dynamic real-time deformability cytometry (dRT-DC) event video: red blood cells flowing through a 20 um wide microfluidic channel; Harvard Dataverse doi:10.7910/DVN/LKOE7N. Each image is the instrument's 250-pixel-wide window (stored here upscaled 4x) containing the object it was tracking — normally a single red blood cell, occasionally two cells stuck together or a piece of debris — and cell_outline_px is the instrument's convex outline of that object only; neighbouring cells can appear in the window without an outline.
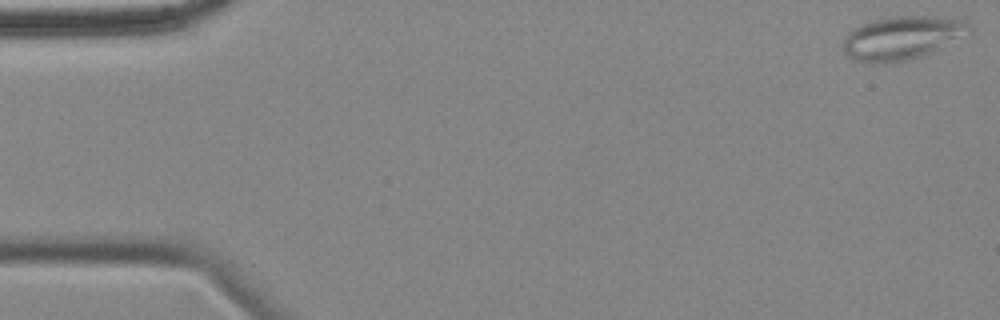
{"species": "common noctule bat (a hibernating species)", "species_latin": "Nyctalus noctula", "temperature_condition": "cold", "stored_images_in_passage": 57, "camera_frame_rate_fps": 3000, "um_per_image_px": 0.085, "animal": {"sex": "female", "body_mass_g": 18.4}, "frame": {"image": 1, "passage_image": 1, "time_ms": 0.0, "image_size_px": [1000, 320], "cell_outline_px": [[972, 36], [932, 52], [908, 60], [856, 60], [848, 56], [844, 52], [844, 36], [852, 28], [860, 24], [872, 20], [892, 16], [932, 16], [960, 20], [968, 24], [972, 28]], "centroid_in_image_um": [76.78, 3.17], "position_along_channel_um": 8.2, "area_um2": 31.73}}
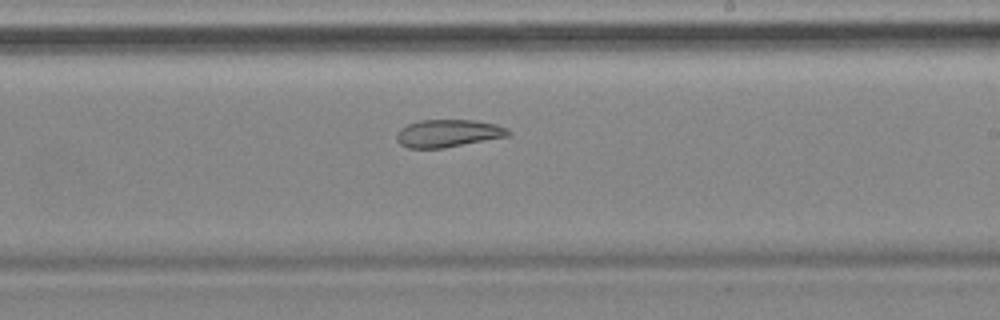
{"frame": {"image": 2, "passage_image": 33, "time_ms": 10.667, "image_size_px": [1000, 320], "cell_outline_px": [[512, 136], [444, 148], [408, 148], [400, 144], [396, 140], [396, 132], [400, 128], [408, 124], [420, 120], [472, 120], [496, 124], [508, 128], [512, 132]], "centroid_in_image_um": [38.12, 11.34], "position_along_channel_um": 250.9, "area_um2": 18.26}}
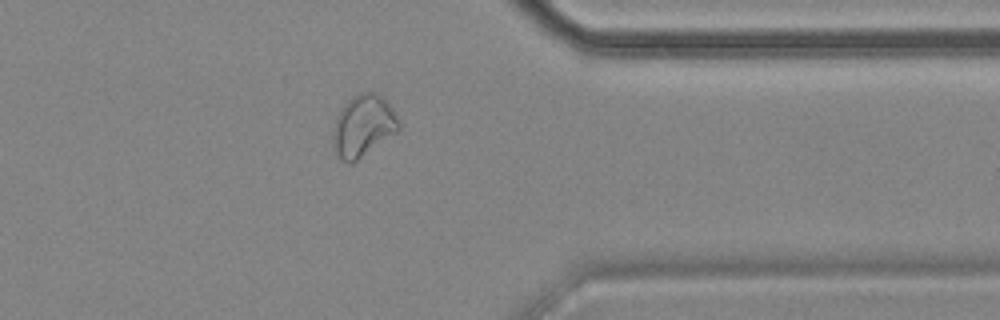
{"frame": {"image": 3, "passage_image": 45, "time_ms": 14.667, "image_size_px": [1000, 320], "cell_outline_px": [[400, 132], [352, 164], [348, 164], [340, 160], [332, 148], [332, 132], [336, 116], [344, 104], [352, 96], [360, 92], [376, 92], [392, 108], [400, 124]], "centroid_in_image_um": [30.85, 10.75], "position_along_channel_um": 380.5, "area_um2": 24.28}, "authors_computed_cell_mechanics": {"area_um2": 24.9696, "velocity_mm_per_s": 3.496, "shape_relaxation_time_tau1_ms": null, "shape_relaxation_time_tau2_ms": 5.291, "deformation_change_tau1": null, "deformation_change_tau2": 0.1158}}